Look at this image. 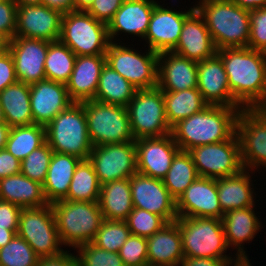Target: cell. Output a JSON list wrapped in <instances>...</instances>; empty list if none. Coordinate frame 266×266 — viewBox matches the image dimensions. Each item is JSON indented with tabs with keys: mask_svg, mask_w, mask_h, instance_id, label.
I'll list each match as a JSON object with an SVG mask.
<instances>
[{
	"mask_svg": "<svg viewBox=\"0 0 266 266\" xmlns=\"http://www.w3.org/2000/svg\"><path fill=\"white\" fill-rule=\"evenodd\" d=\"M93 147L135 141L127 107L97 101L82 102Z\"/></svg>",
	"mask_w": 266,
	"mask_h": 266,
	"instance_id": "52a82bcc",
	"label": "cell"
},
{
	"mask_svg": "<svg viewBox=\"0 0 266 266\" xmlns=\"http://www.w3.org/2000/svg\"><path fill=\"white\" fill-rule=\"evenodd\" d=\"M197 89L209 105L241 107L232 96L228 76L217 53L198 62Z\"/></svg>",
	"mask_w": 266,
	"mask_h": 266,
	"instance_id": "44dd1931",
	"label": "cell"
},
{
	"mask_svg": "<svg viewBox=\"0 0 266 266\" xmlns=\"http://www.w3.org/2000/svg\"><path fill=\"white\" fill-rule=\"evenodd\" d=\"M47 142L33 150L20 165V173L43 185L53 154Z\"/></svg>",
	"mask_w": 266,
	"mask_h": 266,
	"instance_id": "b9f144b4",
	"label": "cell"
},
{
	"mask_svg": "<svg viewBox=\"0 0 266 266\" xmlns=\"http://www.w3.org/2000/svg\"><path fill=\"white\" fill-rule=\"evenodd\" d=\"M127 110L135 140L171 133L172 128L165 114L163 91L159 87L136 90Z\"/></svg>",
	"mask_w": 266,
	"mask_h": 266,
	"instance_id": "9c48e42d",
	"label": "cell"
},
{
	"mask_svg": "<svg viewBox=\"0 0 266 266\" xmlns=\"http://www.w3.org/2000/svg\"><path fill=\"white\" fill-rule=\"evenodd\" d=\"M17 4L14 0L0 2V33L10 41L15 37Z\"/></svg>",
	"mask_w": 266,
	"mask_h": 266,
	"instance_id": "7dc6e473",
	"label": "cell"
},
{
	"mask_svg": "<svg viewBox=\"0 0 266 266\" xmlns=\"http://www.w3.org/2000/svg\"><path fill=\"white\" fill-rule=\"evenodd\" d=\"M21 161L6 148L0 149V179L20 173Z\"/></svg>",
	"mask_w": 266,
	"mask_h": 266,
	"instance_id": "816d5d0a",
	"label": "cell"
},
{
	"mask_svg": "<svg viewBox=\"0 0 266 266\" xmlns=\"http://www.w3.org/2000/svg\"><path fill=\"white\" fill-rule=\"evenodd\" d=\"M137 172L163 180L167 175L175 154L180 150L172 134L162 137L135 140Z\"/></svg>",
	"mask_w": 266,
	"mask_h": 266,
	"instance_id": "ffe728a7",
	"label": "cell"
},
{
	"mask_svg": "<svg viewBox=\"0 0 266 266\" xmlns=\"http://www.w3.org/2000/svg\"><path fill=\"white\" fill-rule=\"evenodd\" d=\"M133 235L148 238L159 231L167 222L159 215L134 207L125 219Z\"/></svg>",
	"mask_w": 266,
	"mask_h": 266,
	"instance_id": "7bdbcfd3",
	"label": "cell"
},
{
	"mask_svg": "<svg viewBox=\"0 0 266 266\" xmlns=\"http://www.w3.org/2000/svg\"><path fill=\"white\" fill-rule=\"evenodd\" d=\"M39 258L32 247L17 234L0 248V266H37Z\"/></svg>",
	"mask_w": 266,
	"mask_h": 266,
	"instance_id": "60d3db41",
	"label": "cell"
},
{
	"mask_svg": "<svg viewBox=\"0 0 266 266\" xmlns=\"http://www.w3.org/2000/svg\"><path fill=\"white\" fill-rule=\"evenodd\" d=\"M130 235L125 220L104 219L92 243L109 252H119Z\"/></svg>",
	"mask_w": 266,
	"mask_h": 266,
	"instance_id": "ab89813d",
	"label": "cell"
},
{
	"mask_svg": "<svg viewBox=\"0 0 266 266\" xmlns=\"http://www.w3.org/2000/svg\"><path fill=\"white\" fill-rule=\"evenodd\" d=\"M81 160L71 154L53 152L48 172L42 185L48 204L63 200L67 196L75 168Z\"/></svg>",
	"mask_w": 266,
	"mask_h": 266,
	"instance_id": "f1b7e54d",
	"label": "cell"
},
{
	"mask_svg": "<svg viewBox=\"0 0 266 266\" xmlns=\"http://www.w3.org/2000/svg\"><path fill=\"white\" fill-rule=\"evenodd\" d=\"M17 235L41 258L61 253V243L51 204L39 208H22ZM61 245V246H60Z\"/></svg>",
	"mask_w": 266,
	"mask_h": 266,
	"instance_id": "8fae6325",
	"label": "cell"
},
{
	"mask_svg": "<svg viewBox=\"0 0 266 266\" xmlns=\"http://www.w3.org/2000/svg\"><path fill=\"white\" fill-rule=\"evenodd\" d=\"M17 6L28 4H41V0H14Z\"/></svg>",
	"mask_w": 266,
	"mask_h": 266,
	"instance_id": "6125c7cd",
	"label": "cell"
},
{
	"mask_svg": "<svg viewBox=\"0 0 266 266\" xmlns=\"http://www.w3.org/2000/svg\"><path fill=\"white\" fill-rule=\"evenodd\" d=\"M18 229H6L0 227V248L4 247L17 234Z\"/></svg>",
	"mask_w": 266,
	"mask_h": 266,
	"instance_id": "6f0895ef",
	"label": "cell"
},
{
	"mask_svg": "<svg viewBox=\"0 0 266 266\" xmlns=\"http://www.w3.org/2000/svg\"><path fill=\"white\" fill-rule=\"evenodd\" d=\"M172 51L196 62L217 53L203 16L196 8L186 17L177 46Z\"/></svg>",
	"mask_w": 266,
	"mask_h": 266,
	"instance_id": "603a6c76",
	"label": "cell"
},
{
	"mask_svg": "<svg viewBox=\"0 0 266 266\" xmlns=\"http://www.w3.org/2000/svg\"><path fill=\"white\" fill-rule=\"evenodd\" d=\"M133 206L161 216L167 223L177 216L176 199L169 193L163 180L136 172L130 177Z\"/></svg>",
	"mask_w": 266,
	"mask_h": 266,
	"instance_id": "9a60e30c",
	"label": "cell"
},
{
	"mask_svg": "<svg viewBox=\"0 0 266 266\" xmlns=\"http://www.w3.org/2000/svg\"><path fill=\"white\" fill-rule=\"evenodd\" d=\"M241 8L254 10L266 6V0H230Z\"/></svg>",
	"mask_w": 266,
	"mask_h": 266,
	"instance_id": "9f6ffc18",
	"label": "cell"
},
{
	"mask_svg": "<svg viewBox=\"0 0 266 266\" xmlns=\"http://www.w3.org/2000/svg\"><path fill=\"white\" fill-rule=\"evenodd\" d=\"M10 130H11V127L6 122L0 123V149H3L6 147V143L9 137Z\"/></svg>",
	"mask_w": 266,
	"mask_h": 266,
	"instance_id": "680465c9",
	"label": "cell"
},
{
	"mask_svg": "<svg viewBox=\"0 0 266 266\" xmlns=\"http://www.w3.org/2000/svg\"><path fill=\"white\" fill-rule=\"evenodd\" d=\"M88 160L93 164L100 185L130 178L137 172L135 141L93 147Z\"/></svg>",
	"mask_w": 266,
	"mask_h": 266,
	"instance_id": "5bb4252c",
	"label": "cell"
},
{
	"mask_svg": "<svg viewBox=\"0 0 266 266\" xmlns=\"http://www.w3.org/2000/svg\"><path fill=\"white\" fill-rule=\"evenodd\" d=\"M49 42L40 39L17 37L8 41L18 81L26 84L46 80L44 62Z\"/></svg>",
	"mask_w": 266,
	"mask_h": 266,
	"instance_id": "e0dca14e",
	"label": "cell"
},
{
	"mask_svg": "<svg viewBox=\"0 0 266 266\" xmlns=\"http://www.w3.org/2000/svg\"><path fill=\"white\" fill-rule=\"evenodd\" d=\"M251 172L243 169L234 176L216 179L218 199L222 212L255 206Z\"/></svg>",
	"mask_w": 266,
	"mask_h": 266,
	"instance_id": "4dcf8cb0",
	"label": "cell"
},
{
	"mask_svg": "<svg viewBox=\"0 0 266 266\" xmlns=\"http://www.w3.org/2000/svg\"><path fill=\"white\" fill-rule=\"evenodd\" d=\"M197 64L173 51L159 53L157 87L162 91L197 88Z\"/></svg>",
	"mask_w": 266,
	"mask_h": 266,
	"instance_id": "cb8c5ba5",
	"label": "cell"
},
{
	"mask_svg": "<svg viewBox=\"0 0 266 266\" xmlns=\"http://www.w3.org/2000/svg\"><path fill=\"white\" fill-rule=\"evenodd\" d=\"M59 40L76 56L105 55L110 43L107 24L75 10L63 14Z\"/></svg>",
	"mask_w": 266,
	"mask_h": 266,
	"instance_id": "ba28073f",
	"label": "cell"
},
{
	"mask_svg": "<svg viewBox=\"0 0 266 266\" xmlns=\"http://www.w3.org/2000/svg\"><path fill=\"white\" fill-rule=\"evenodd\" d=\"M178 217L222 219L216 179L198 177L176 200Z\"/></svg>",
	"mask_w": 266,
	"mask_h": 266,
	"instance_id": "ac0fdd59",
	"label": "cell"
},
{
	"mask_svg": "<svg viewBox=\"0 0 266 266\" xmlns=\"http://www.w3.org/2000/svg\"><path fill=\"white\" fill-rule=\"evenodd\" d=\"M242 107L208 105L200 112L179 121L171 129L180 150L229 140L236 133V123Z\"/></svg>",
	"mask_w": 266,
	"mask_h": 266,
	"instance_id": "7a4b0ae2",
	"label": "cell"
},
{
	"mask_svg": "<svg viewBox=\"0 0 266 266\" xmlns=\"http://www.w3.org/2000/svg\"><path fill=\"white\" fill-rule=\"evenodd\" d=\"M46 142L57 153L88 160L93 145L89 139L87 118L82 103L73 102L45 126Z\"/></svg>",
	"mask_w": 266,
	"mask_h": 266,
	"instance_id": "5b68a950",
	"label": "cell"
},
{
	"mask_svg": "<svg viewBox=\"0 0 266 266\" xmlns=\"http://www.w3.org/2000/svg\"><path fill=\"white\" fill-rule=\"evenodd\" d=\"M2 122H5V120H4L3 109H2V106L0 104V123H2Z\"/></svg>",
	"mask_w": 266,
	"mask_h": 266,
	"instance_id": "e7e4bbea",
	"label": "cell"
},
{
	"mask_svg": "<svg viewBox=\"0 0 266 266\" xmlns=\"http://www.w3.org/2000/svg\"><path fill=\"white\" fill-rule=\"evenodd\" d=\"M37 266H78V261L77 256L69 251H62L57 255L39 258Z\"/></svg>",
	"mask_w": 266,
	"mask_h": 266,
	"instance_id": "f5cc1de1",
	"label": "cell"
},
{
	"mask_svg": "<svg viewBox=\"0 0 266 266\" xmlns=\"http://www.w3.org/2000/svg\"><path fill=\"white\" fill-rule=\"evenodd\" d=\"M98 203L104 219L125 220L134 208L130 178L101 185Z\"/></svg>",
	"mask_w": 266,
	"mask_h": 266,
	"instance_id": "d6a6232c",
	"label": "cell"
},
{
	"mask_svg": "<svg viewBox=\"0 0 266 266\" xmlns=\"http://www.w3.org/2000/svg\"><path fill=\"white\" fill-rule=\"evenodd\" d=\"M165 114L172 128L179 121L203 110L209 104L197 88L182 91H163Z\"/></svg>",
	"mask_w": 266,
	"mask_h": 266,
	"instance_id": "836d02e7",
	"label": "cell"
},
{
	"mask_svg": "<svg viewBox=\"0 0 266 266\" xmlns=\"http://www.w3.org/2000/svg\"><path fill=\"white\" fill-rule=\"evenodd\" d=\"M125 266H144L147 263V238L131 234L119 250Z\"/></svg>",
	"mask_w": 266,
	"mask_h": 266,
	"instance_id": "f6af8a7d",
	"label": "cell"
},
{
	"mask_svg": "<svg viewBox=\"0 0 266 266\" xmlns=\"http://www.w3.org/2000/svg\"><path fill=\"white\" fill-rule=\"evenodd\" d=\"M41 4L65 14L74 10V0H41Z\"/></svg>",
	"mask_w": 266,
	"mask_h": 266,
	"instance_id": "11a10c76",
	"label": "cell"
},
{
	"mask_svg": "<svg viewBox=\"0 0 266 266\" xmlns=\"http://www.w3.org/2000/svg\"><path fill=\"white\" fill-rule=\"evenodd\" d=\"M136 88L119 73L113 70L106 63L103 66L95 100L127 107L133 99Z\"/></svg>",
	"mask_w": 266,
	"mask_h": 266,
	"instance_id": "e575fe53",
	"label": "cell"
},
{
	"mask_svg": "<svg viewBox=\"0 0 266 266\" xmlns=\"http://www.w3.org/2000/svg\"><path fill=\"white\" fill-rule=\"evenodd\" d=\"M105 63V55L76 57L74 69L65 84L72 102L82 103L95 98L100 73Z\"/></svg>",
	"mask_w": 266,
	"mask_h": 266,
	"instance_id": "484cf974",
	"label": "cell"
},
{
	"mask_svg": "<svg viewBox=\"0 0 266 266\" xmlns=\"http://www.w3.org/2000/svg\"><path fill=\"white\" fill-rule=\"evenodd\" d=\"M124 0H94L87 12L96 20L108 25Z\"/></svg>",
	"mask_w": 266,
	"mask_h": 266,
	"instance_id": "c3c4849f",
	"label": "cell"
},
{
	"mask_svg": "<svg viewBox=\"0 0 266 266\" xmlns=\"http://www.w3.org/2000/svg\"><path fill=\"white\" fill-rule=\"evenodd\" d=\"M78 266H125L118 252H109L92 242L76 248Z\"/></svg>",
	"mask_w": 266,
	"mask_h": 266,
	"instance_id": "ee69618b",
	"label": "cell"
},
{
	"mask_svg": "<svg viewBox=\"0 0 266 266\" xmlns=\"http://www.w3.org/2000/svg\"><path fill=\"white\" fill-rule=\"evenodd\" d=\"M0 199L22 208H39L48 204L42 184L22 173L0 179Z\"/></svg>",
	"mask_w": 266,
	"mask_h": 266,
	"instance_id": "f546056e",
	"label": "cell"
},
{
	"mask_svg": "<svg viewBox=\"0 0 266 266\" xmlns=\"http://www.w3.org/2000/svg\"><path fill=\"white\" fill-rule=\"evenodd\" d=\"M156 3L154 0H124L107 25L110 42H116L113 39L120 32L144 39Z\"/></svg>",
	"mask_w": 266,
	"mask_h": 266,
	"instance_id": "d4e9b609",
	"label": "cell"
},
{
	"mask_svg": "<svg viewBox=\"0 0 266 266\" xmlns=\"http://www.w3.org/2000/svg\"><path fill=\"white\" fill-rule=\"evenodd\" d=\"M72 103L65 84L51 80L30 84V106L34 124L47 126Z\"/></svg>",
	"mask_w": 266,
	"mask_h": 266,
	"instance_id": "7402d4cb",
	"label": "cell"
},
{
	"mask_svg": "<svg viewBox=\"0 0 266 266\" xmlns=\"http://www.w3.org/2000/svg\"><path fill=\"white\" fill-rule=\"evenodd\" d=\"M46 142V128L39 124L11 127L6 149L23 161L33 150Z\"/></svg>",
	"mask_w": 266,
	"mask_h": 266,
	"instance_id": "74e56055",
	"label": "cell"
},
{
	"mask_svg": "<svg viewBox=\"0 0 266 266\" xmlns=\"http://www.w3.org/2000/svg\"><path fill=\"white\" fill-rule=\"evenodd\" d=\"M198 177L190 153L179 150L173 157L171 167L163 182L169 193L177 200Z\"/></svg>",
	"mask_w": 266,
	"mask_h": 266,
	"instance_id": "8d00e7d4",
	"label": "cell"
},
{
	"mask_svg": "<svg viewBox=\"0 0 266 266\" xmlns=\"http://www.w3.org/2000/svg\"><path fill=\"white\" fill-rule=\"evenodd\" d=\"M76 57L60 40L49 42L44 62L46 80L66 84L74 69Z\"/></svg>",
	"mask_w": 266,
	"mask_h": 266,
	"instance_id": "f35d334b",
	"label": "cell"
},
{
	"mask_svg": "<svg viewBox=\"0 0 266 266\" xmlns=\"http://www.w3.org/2000/svg\"><path fill=\"white\" fill-rule=\"evenodd\" d=\"M194 9L195 5L186 12H180L156 3L144 37L149 44L148 49L158 54L172 51L177 46L186 17Z\"/></svg>",
	"mask_w": 266,
	"mask_h": 266,
	"instance_id": "d6986e66",
	"label": "cell"
},
{
	"mask_svg": "<svg viewBox=\"0 0 266 266\" xmlns=\"http://www.w3.org/2000/svg\"><path fill=\"white\" fill-rule=\"evenodd\" d=\"M13 57L8 49L0 52V92L17 82Z\"/></svg>",
	"mask_w": 266,
	"mask_h": 266,
	"instance_id": "681fc988",
	"label": "cell"
},
{
	"mask_svg": "<svg viewBox=\"0 0 266 266\" xmlns=\"http://www.w3.org/2000/svg\"><path fill=\"white\" fill-rule=\"evenodd\" d=\"M248 47L266 53V6L250 10Z\"/></svg>",
	"mask_w": 266,
	"mask_h": 266,
	"instance_id": "bcb514c9",
	"label": "cell"
},
{
	"mask_svg": "<svg viewBox=\"0 0 266 266\" xmlns=\"http://www.w3.org/2000/svg\"><path fill=\"white\" fill-rule=\"evenodd\" d=\"M22 207L0 199V227L18 229Z\"/></svg>",
	"mask_w": 266,
	"mask_h": 266,
	"instance_id": "f907efd6",
	"label": "cell"
},
{
	"mask_svg": "<svg viewBox=\"0 0 266 266\" xmlns=\"http://www.w3.org/2000/svg\"><path fill=\"white\" fill-rule=\"evenodd\" d=\"M8 40L0 33V52L7 49Z\"/></svg>",
	"mask_w": 266,
	"mask_h": 266,
	"instance_id": "be15d7a7",
	"label": "cell"
},
{
	"mask_svg": "<svg viewBox=\"0 0 266 266\" xmlns=\"http://www.w3.org/2000/svg\"><path fill=\"white\" fill-rule=\"evenodd\" d=\"M62 16L63 13L44 4L17 6L15 36L57 41L61 34Z\"/></svg>",
	"mask_w": 266,
	"mask_h": 266,
	"instance_id": "2e32d148",
	"label": "cell"
},
{
	"mask_svg": "<svg viewBox=\"0 0 266 266\" xmlns=\"http://www.w3.org/2000/svg\"><path fill=\"white\" fill-rule=\"evenodd\" d=\"M234 266H252L248 257L237 258L232 262Z\"/></svg>",
	"mask_w": 266,
	"mask_h": 266,
	"instance_id": "94428289",
	"label": "cell"
},
{
	"mask_svg": "<svg viewBox=\"0 0 266 266\" xmlns=\"http://www.w3.org/2000/svg\"><path fill=\"white\" fill-rule=\"evenodd\" d=\"M184 257L233 259L225 255L228 246L221 219L178 217Z\"/></svg>",
	"mask_w": 266,
	"mask_h": 266,
	"instance_id": "8992f818",
	"label": "cell"
},
{
	"mask_svg": "<svg viewBox=\"0 0 266 266\" xmlns=\"http://www.w3.org/2000/svg\"><path fill=\"white\" fill-rule=\"evenodd\" d=\"M188 152L199 177L220 179L237 175L244 169L237 133L229 140L197 146Z\"/></svg>",
	"mask_w": 266,
	"mask_h": 266,
	"instance_id": "7c38bea8",
	"label": "cell"
},
{
	"mask_svg": "<svg viewBox=\"0 0 266 266\" xmlns=\"http://www.w3.org/2000/svg\"><path fill=\"white\" fill-rule=\"evenodd\" d=\"M144 266H167V265H159V264H149V263H146Z\"/></svg>",
	"mask_w": 266,
	"mask_h": 266,
	"instance_id": "03108f58",
	"label": "cell"
},
{
	"mask_svg": "<svg viewBox=\"0 0 266 266\" xmlns=\"http://www.w3.org/2000/svg\"><path fill=\"white\" fill-rule=\"evenodd\" d=\"M255 206L227 211L221 219L228 248L237 250V258L248 257L243 249L244 243L252 241L262 228L254 211ZM243 243V244H242Z\"/></svg>",
	"mask_w": 266,
	"mask_h": 266,
	"instance_id": "83f0119b",
	"label": "cell"
},
{
	"mask_svg": "<svg viewBox=\"0 0 266 266\" xmlns=\"http://www.w3.org/2000/svg\"><path fill=\"white\" fill-rule=\"evenodd\" d=\"M195 8L203 16L217 50L248 47L250 10L230 0H200Z\"/></svg>",
	"mask_w": 266,
	"mask_h": 266,
	"instance_id": "3957f363",
	"label": "cell"
},
{
	"mask_svg": "<svg viewBox=\"0 0 266 266\" xmlns=\"http://www.w3.org/2000/svg\"><path fill=\"white\" fill-rule=\"evenodd\" d=\"M184 257L181 266H231L236 259Z\"/></svg>",
	"mask_w": 266,
	"mask_h": 266,
	"instance_id": "db71d44e",
	"label": "cell"
},
{
	"mask_svg": "<svg viewBox=\"0 0 266 266\" xmlns=\"http://www.w3.org/2000/svg\"><path fill=\"white\" fill-rule=\"evenodd\" d=\"M147 263L180 266L184 258L182 237L176 221L166 223L147 238Z\"/></svg>",
	"mask_w": 266,
	"mask_h": 266,
	"instance_id": "4316f807",
	"label": "cell"
},
{
	"mask_svg": "<svg viewBox=\"0 0 266 266\" xmlns=\"http://www.w3.org/2000/svg\"><path fill=\"white\" fill-rule=\"evenodd\" d=\"M51 207L61 243L75 249L91 243L104 221L98 202L58 200Z\"/></svg>",
	"mask_w": 266,
	"mask_h": 266,
	"instance_id": "277c9868",
	"label": "cell"
},
{
	"mask_svg": "<svg viewBox=\"0 0 266 266\" xmlns=\"http://www.w3.org/2000/svg\"><path fill=\"white\" fill-rule=\"evenodd\" d=\"M101 185L93 164L81 160L76 166L67 196L63 200L98 202Z\"/></svg>",
	"mask_w": 266,
	"mask_h": 266,
	"instance_id": "d590c367",
	"label": "cell"
},
{
	"mask_svg": "<svg viewBox=\"0 0 266 266\" xmlns=\"http://www.w3.org/2000/svg\"><path fill=\"white\" fill-rule=\"evenodd\" d=\"M4 120L10 127L34 124L30 106V84L17 81L0 92Z\"/></svg>",
	"mask_w": 266,
	"mask_h": 266,
	"instance_id": "1f68e13d",
	"label": "cell"
},
{
	"mask_svg": "<svg viewBox=\"0 0 266 266\" xmlns=\"http://www.w3.org/2000/svg\"><path fill=\"white\" fill-rule=\"evenodd\" d=\"M94 0H74L75 11H87Z\"/></svg>",
	"mask_w": 266,
	"mask_h": 266,
	"instance_id": "91938a15",
	"label": "cell"
},
{
	"mask_svg": "<svg viewBox=\"0 0 266 266\" xmlns=\"http://www.w3.org/2000/svg\"><path fill=\"white\" fill-rule=\"evenodd\" d=\"M234 100L243 109L266 105V53L249 47L217 50Z\"/></svg>",
	"mask_w": 266,
	"mask_h": 266,
	"instance_id": "6da1fadb",
	"label": "cell"
},
{
	"mask_svg": "<svg viewBox=\"0 0 266 266\" xmlns=\"http://www.w3.org/2000/svg\"><path fill=\"white\" fill-rule=\"evenodd\" d=\"M119 44V45H118ZM131 47L110 42L105 53L106 64L129 81L137 90L157 87L159 54L148 49L140 54Z\"/></svg>",
	"mask_w": 266,
	"mask_h": 266,
	"instance_id": "30bf717a",
	"label": "cell"
},
{
	"mask_svg": "<svg viewBox=\"0 0 266 266\" xmlns=\"http://www.w3.org/2000/svg\"><path fill=\"white\" fill-rule=\"evenodd\" d=\"M236 133L243 168L251 172L260 166L266 168V111L263 108L241 109Z\"/></svg>",
	"mask_w": 266,
	"mask_h": 266,
	"instance_id": "4fadbf2b",
	"label": "cell"
}]
</instances>
